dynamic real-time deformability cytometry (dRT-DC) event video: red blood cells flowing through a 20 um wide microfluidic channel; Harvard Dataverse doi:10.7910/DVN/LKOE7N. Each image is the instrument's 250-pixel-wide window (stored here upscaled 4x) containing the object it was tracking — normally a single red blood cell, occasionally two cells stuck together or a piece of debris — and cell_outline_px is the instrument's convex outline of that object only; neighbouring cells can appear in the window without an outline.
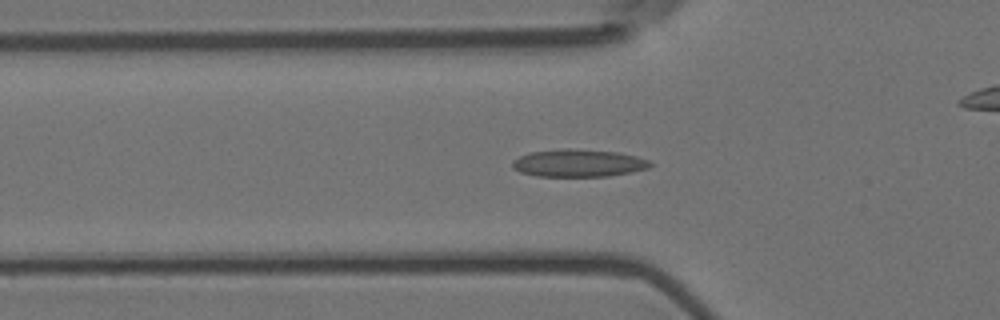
{"species": "Egyptian fruit bat (a non-hibernating species)", "species_latin": "Rousettus aegyptiacus", "temperature_condition": "room temperature", "stored_images_in_passage": 58, "camera_frame_rate_fps": 3000, "um_per_image_px": 0.085, "animal": {"sex": "female"}, "frame": {"image": 1, "passage_image": 19, "time_ms": 6.0, "image_size_px": [1000, 320], "cell_outline_px": [[652, 164], [648, 168], [632, 172], [608, 176], [536, 176], [520, 172], [512, 168], [512, 160], [520, 156], [532, 152], [564, 148], [568, 148], [620, 152], [636, 156], [648, 160]], "centroid_in_image_um": [49.16, 13.86], "position_along_channel_um": 76.6, "area_um2": 22.14}}
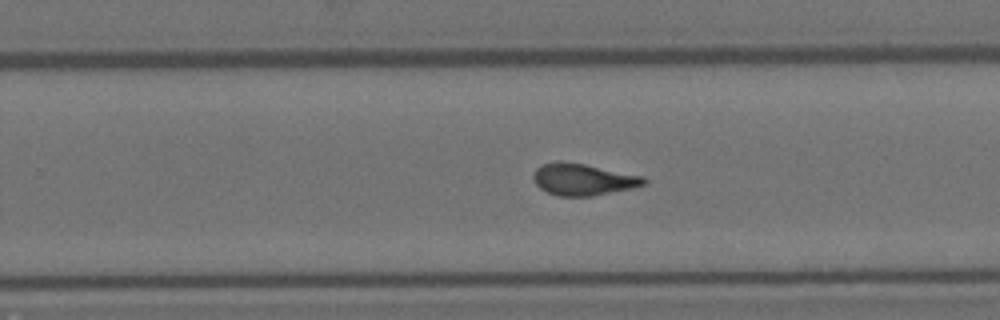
{"frame": {"image": 2, "passage_image": 36, "time_ms": 11.667, "image_size_px": [1000, 320], "cell_outline_px": [[648, 180], [644, 184], [632, 188], [592, 196], [560, 196], [548, 192], [540, 188], [536, 184], [532, 176], [536, 168], [544, 164], [556, 160], [560, 160], [584, 164], [644, 176]], "centroid_in_image_um": [49.55, 15.24], "position_along_channel_um": 280.3, "area_um2": 20.4}}
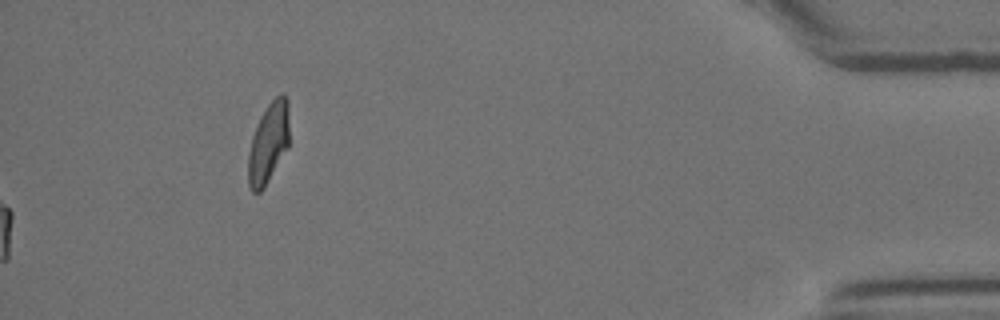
{"frame": {"image": 3, "passage_image": 58, "time_ms": 19.0, "image_size_px": [1000, 320], "cell_outline_px": [[288, 148], [264, 188], [260, 192], [252, 192], [248, 184], [248, 152], [252, 136], [256, 124], [260, 116], [268, 104], [280, 92], [284, 92], [288, 100]], "centroid_in_image_um": [22.81, 12.14], "position_along_channel_um": 412.4, "area_um2": 19.48}, "authors_computed_cell_mechanics": {"area_um2": 20.4901, "velocity_mm_per_s": 3.5861, "shape_relaxation_time_tau1_ms": 11.3174, "shape_relaxation_time_tau2_ms": 1.3972, "deformation_change_tau1": 0.2668, "deformation_change_tau2": 0.0889}}